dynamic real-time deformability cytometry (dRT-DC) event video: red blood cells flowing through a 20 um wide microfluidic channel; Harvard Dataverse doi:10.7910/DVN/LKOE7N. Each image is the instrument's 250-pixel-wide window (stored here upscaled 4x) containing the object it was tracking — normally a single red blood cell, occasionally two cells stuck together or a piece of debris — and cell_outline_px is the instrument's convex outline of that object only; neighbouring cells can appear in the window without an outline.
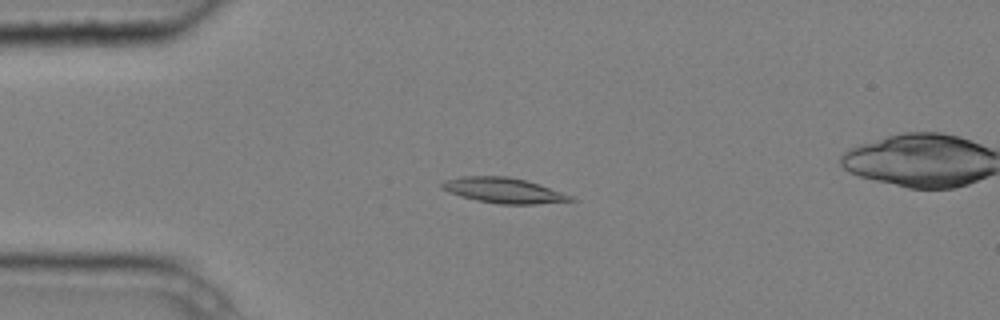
{"species": "common noctule bat (a hibernating species)", "species_latin": "Nyctalus noctula", "temperature_condition": "cold", "stored_images_in_passage": 7, "camera_frame_rate_fps": 3000, "um_per_image_px": 0.085, "animal": {"sex": "male", "body_mass_g": 20.4}, "frame": {"image": 1, "passage_image": 4, "time_ms": 1.0, "image_size_px": [1000, 320], "cell_outline_px": [[576, 200], [536, 204], [500, 204], [476, 200], [460, 196], [448, 192], [440, 188], [440, 184], [444, 180], [460, 176], [508, 176], [524, 180], [572, 196]], "centroid_in_image_um": [42.71, 16.18], "position_along_channel_um": 42.3, "area_um2": 18.79}}
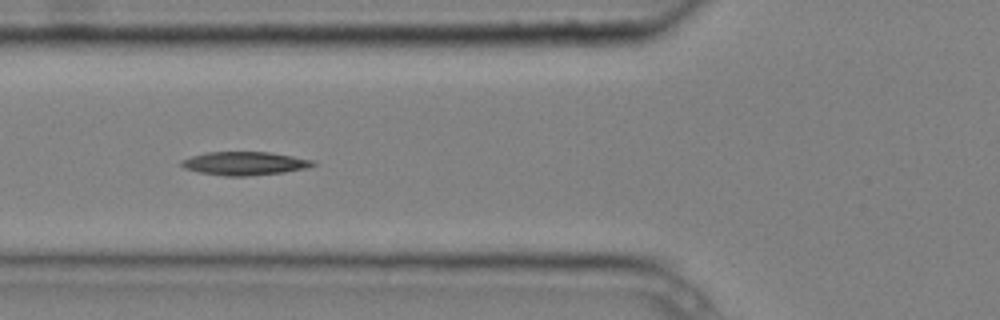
{"frame": {"image": 2, "passage_image": 6, "time_ms": 1.667, "image_size_px": [1000, 320], "cell_outline_px": [[316, 164], [308, 168], [284, 172], [248, 176], [224, 176], [200, 172], [184, 168], [180, 164], [180, 160], [192, 156], [208, 152], [268, 152], [316, 160]], "centroid_in_image_um": [20.81, 13.89], "position_along_channel_um": 105.0, "area_um2": 17.98}}
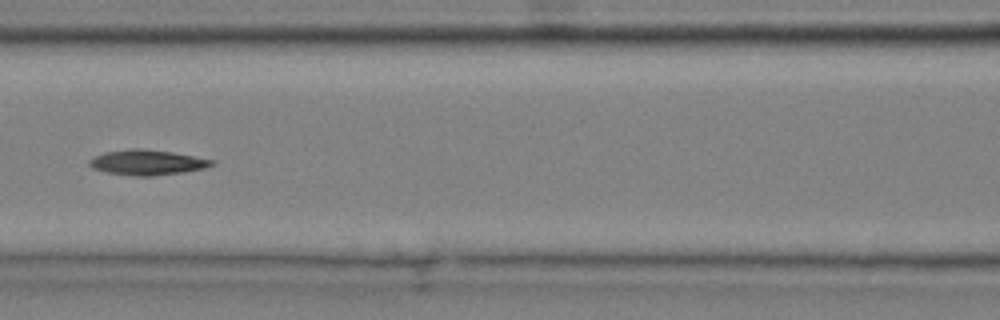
{"frame": {"image": 3, "passage_image": 7, "time_ms": 2.0, "image_size_px": [1000, 320], "cell_outline_px": [[216, 164], [204, 168], [184, 172], [152, 176], [136, 176], [104, 172], [92, 168], [88, 164], [88, 160], [104, 152], [128, 148], [144, 148], [172, 152], [216, 160]], "centroid_in_image_um": [12.51, 13.8], "position_along_channel_um": 154.1, "area_um2": 18.21}}